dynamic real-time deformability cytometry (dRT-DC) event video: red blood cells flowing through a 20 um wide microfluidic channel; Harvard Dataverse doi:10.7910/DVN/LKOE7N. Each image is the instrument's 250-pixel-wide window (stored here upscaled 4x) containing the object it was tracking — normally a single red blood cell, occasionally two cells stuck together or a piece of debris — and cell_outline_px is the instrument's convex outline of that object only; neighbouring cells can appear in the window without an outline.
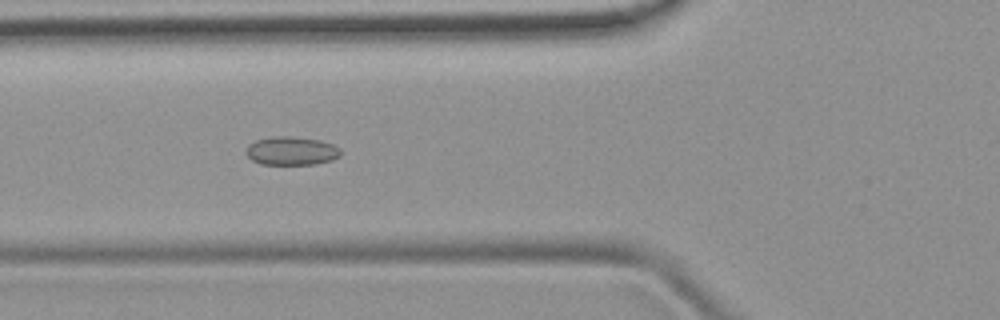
{"species": "common noctule bat (a hibernating species)", "species_latin": "Nyctalus noctula", "temperature_condition": "room temperature", "stored_images_in_passage": 7, "camera_frame_rate_fps": 3000, "um_per_image_px": 0.085, "animal": {"sex": "female", "body_mass_g": 19.9}, "frame": {"image": 1, "passage_image": 5, "time_ms": 4.333, "image_size_px": [1000, 320], "cell_outline_px": [[340, 156], [332, 160], [316, 164], [260, 164], [252, 160], [244, 152], [248, 144], [256, 140], [272, 136], [292, 136], [320, 140], [332, 144], [340, 148]], "centroid_in_image_um": [24.75, 12.82], "position_along_channel_um": 101.0, "area_um2": 15.84}}
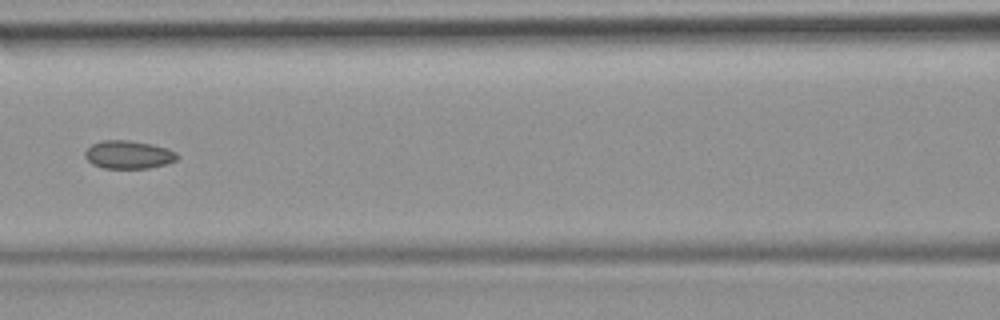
{"frame": {"image": 2, "passage_image": 6, "time_ms": 5.667, "image_size_px": [1000, 320], "cell_outline_px": [[180, 156], [176, 160], [168, 164], [148, 168], [104, 168], [92, 164], [84, 156], [84, 152], [92, 144], [100, 140], [128, 140], [152, 144], [168, 148], [176, 152]], "centroid_in_image_um": [10.94, 13.14], "position_along_channel_um": 155.7, "area_um2": 15.26}}
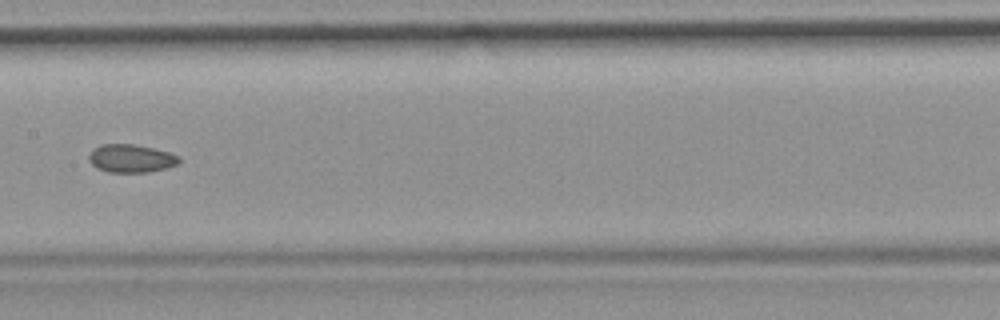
{"frame": {"image": 3, "passage_image": 7, "time_ms": 6.667, "image_size_px": [1000, 320], "cell_outline_px": [[180, 160], [176, 164], [164, 168], [148, 172], [108, 172], [96, 168], [88, 160], [88, 156], [92, 148], [100, 144], [132, 144], [152, 148], [168, 152], [180, 156]], "centroid_in_image_um": [11.08, 13.46], "position_along_channel_um": 196.3, "area_um2": 14.74}}